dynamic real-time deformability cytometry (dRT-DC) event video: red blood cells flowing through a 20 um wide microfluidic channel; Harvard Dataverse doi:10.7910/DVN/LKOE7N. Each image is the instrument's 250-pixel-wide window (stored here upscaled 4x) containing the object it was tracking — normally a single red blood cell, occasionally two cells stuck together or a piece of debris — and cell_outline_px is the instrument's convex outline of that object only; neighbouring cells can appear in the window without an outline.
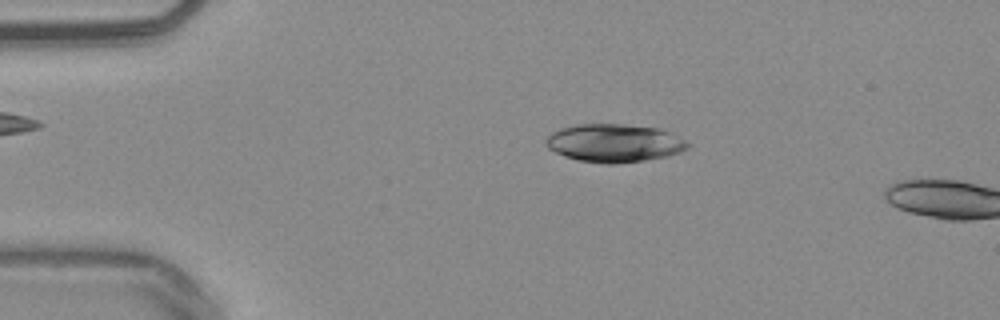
{"species": "common noctule bat (a hibernating species)", "species_latin": "Nyctalus noctula", "temperature_condition": "warm", "stored_images_in_passage": 13, "camera_frame_rate_fps": 3000, "um_per_image_px": 0.085, "animal": {"sex": "male", "body_mass_g": 20.4}, "frame": {"image": 1, "passage_image": 10, "time_ms": 3.0, "image_size_px": [1000, 320], "cell_outline_px": [[692, 144], [688, 148], [680, 152], [668, 156], [644, 160], [616, 164], [604, 164], [576, 160], [564, 156], [548, 148], [544, 144], [544, 140], [552, 132], [576, 124], [624, 124], [660, 128]], "centroid_in_image_um": [52.2, 12.17], "position_along_channel_um": 32.8, "area_um2": 31.62}}